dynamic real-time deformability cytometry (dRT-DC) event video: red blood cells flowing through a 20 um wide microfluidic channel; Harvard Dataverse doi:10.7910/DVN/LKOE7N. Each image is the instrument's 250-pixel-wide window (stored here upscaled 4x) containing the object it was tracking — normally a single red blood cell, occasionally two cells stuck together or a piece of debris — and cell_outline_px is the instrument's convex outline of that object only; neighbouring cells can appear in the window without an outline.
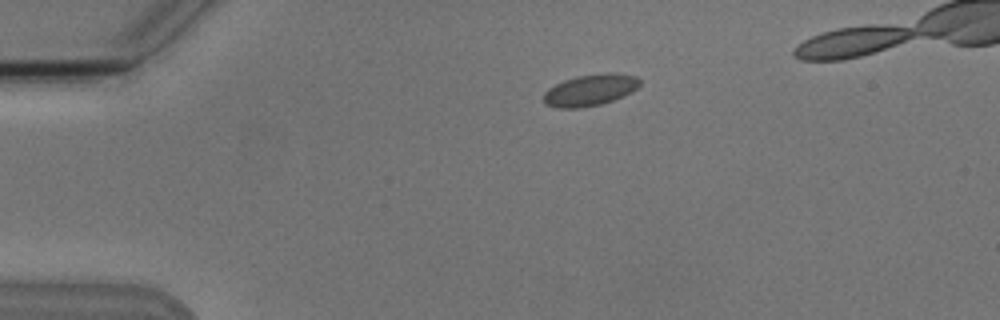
{"species": "Egyptian fruit bat (a non-hibernating species)", "species_latin": "Rousettus aegyptiacus", "temperature_condition": "cold", "stored_images_in_passage": 5, "camera_frame_rate_fps": 3000, "um_per_image_px": 0.085, "animal": {"sex": "male"}, "frame": {"image": 1, "passage_image": 2, "time_ms": 1.333, "image_size_px": [1000, 320], "cell_outline_px": [[640, 84], [632, 92], [612, 100], [600, 104], [580, 108], [556, 108], [544, 104], [544, 92], [548, 88], [564, 80], [580, 76], [600, 72], [612, 72], [636, 76], [640, 80]], "centroid_in_image_um": [50.15, 7.65], "position_along_channel_um": 34.8, "area_um2": 17.69}}